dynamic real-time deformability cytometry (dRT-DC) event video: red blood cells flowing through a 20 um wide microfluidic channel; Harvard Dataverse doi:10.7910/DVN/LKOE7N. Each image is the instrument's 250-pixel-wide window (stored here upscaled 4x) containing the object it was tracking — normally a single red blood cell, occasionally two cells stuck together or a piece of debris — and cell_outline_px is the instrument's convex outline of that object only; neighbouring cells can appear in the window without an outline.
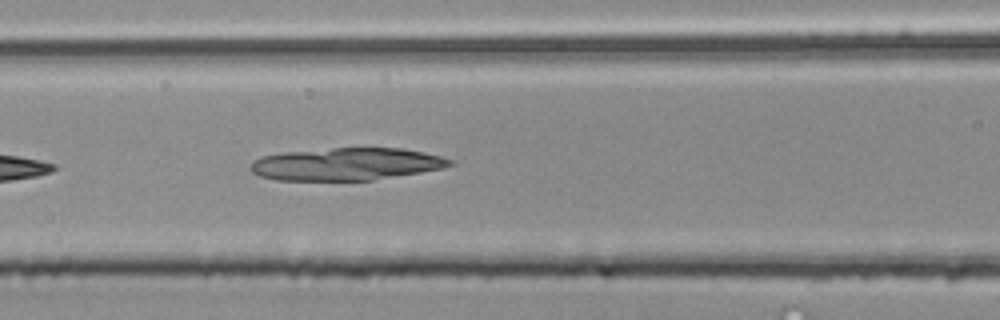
{"species": "common noctule bat (a hibernating species)", "species_latin": "Nyctalus noctula", "temperature_condition": "room temperature", "stored_images_in_passage": 5, "camera_frame_rate_fps": 3000, "um_per_image_px": 0.085, "animal": {"sex": "male", "body_mass_g": 20.4}, "frame": {"image": 1, "passage_image": 5, "time_ms": 1.333, "image_size_px": [1000, 320], "cell_outline_px": [[456, 164], [444, 168], [372, 180], [276, 180], [260, 176], [252, 172], [248, 168], [256, 160], [264, 156], [284, 152], [332, 148], [400, 148], [440, 156], [456, 160]], "centroid_in_image_um": [29.48, 13.95], "position_along_channel_um": 137.1, "area_um2": 37.51}}